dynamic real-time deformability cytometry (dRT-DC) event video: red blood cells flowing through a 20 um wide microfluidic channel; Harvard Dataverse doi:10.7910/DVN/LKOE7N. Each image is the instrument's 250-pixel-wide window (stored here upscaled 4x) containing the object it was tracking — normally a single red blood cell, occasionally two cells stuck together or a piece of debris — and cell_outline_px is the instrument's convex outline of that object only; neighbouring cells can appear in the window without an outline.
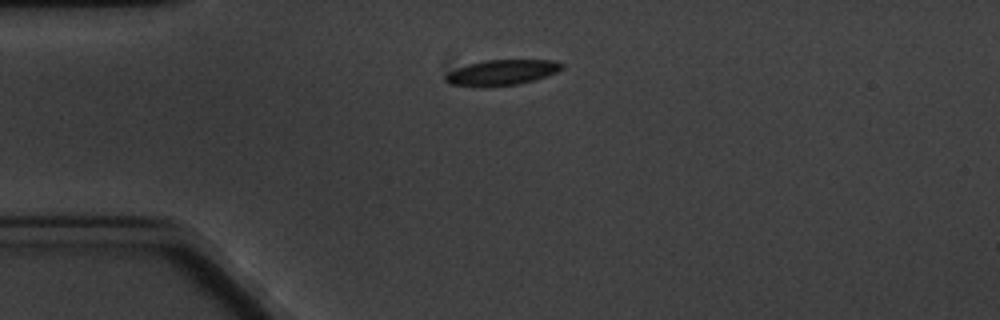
{"species": "common noctule bat (a hibernating species)", "species_latin": "Nyctalus noctula", "temperature_condition": "cold", "stored_images_in_passage": 2, "camera_frame_rate_fps": 3000, "um_per_image_px": 0.085, "animal": {"sex": "male", "body_mass_g": 20.1, "forearm_length_mm": 53.5}, "frame": {"image": 1, "passage_image": 2, "time_ms": 1.333, "image_size_px": [1000, 320], "cell_outline_px": [[564, 68], [556, 72], [520, 84], [484, 88], [472, 88], [448, 84], [444, 80], [444, 76], [448, 72], [456, 68], [468, 64], [488, 60], [552, 60], [564, 64]], "centroid_in_image_um": [42.57, 6.19], "position_along_channel_um": 42.4, "area_um2": 17.63}}